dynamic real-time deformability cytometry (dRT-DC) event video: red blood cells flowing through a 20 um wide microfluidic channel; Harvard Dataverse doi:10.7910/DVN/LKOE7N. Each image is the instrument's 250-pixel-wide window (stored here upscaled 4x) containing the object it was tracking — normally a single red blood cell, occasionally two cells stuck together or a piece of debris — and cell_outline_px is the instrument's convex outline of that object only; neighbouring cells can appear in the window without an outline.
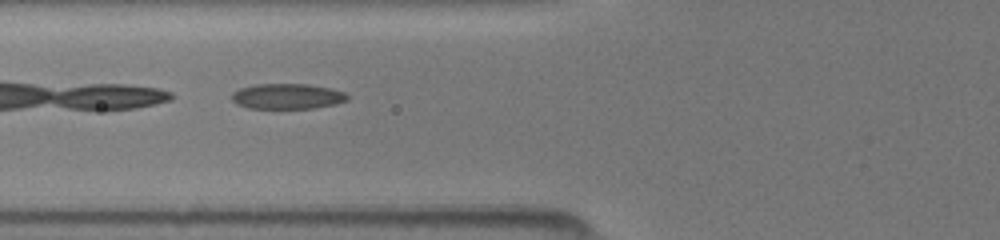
{"species": "common noctule bat (a hibernating species)", "species_latin": "Nyctalus noctula", "temperature_condition": "room temperature", "stored_images_in_passage": 47, "camera_frame_rate_fps": 3000, "um_per_image_px": 0.085, "animal": {"sex": "female", "body_mass_g": 19.5, "forearm_length_mm": 54.1}, "frame": {"image": 1, "passage_image": 20, "time_ms": 6.333, "image_size_px": [1000, 240], "cell_outline_px": [[348, 100], [336, 104], [312, 108], [248, 108], [236, 104], [232, 100], [232, 92], [240, 88], [256, 84], [308, 84], [332, 88], [344, 92], [348, 96]], "centroid_in_image_um": [24.42, 8.18], "position_along_channel_um": 101.4, "area_um2": 17.17}}
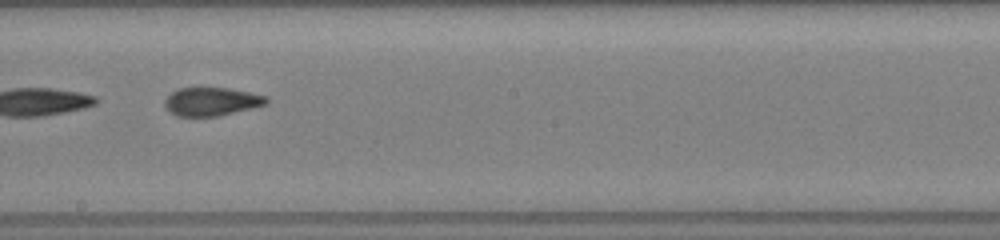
{"frame": {"image": 2, "passage_image": 29, "time_ms": 9.333, "image_size_px": [1000, 240], "cell_outline_px": [[268, 104], [220, 116], [176, 116], [164, 104], [164, 100], [172, 92], [180, 88], [228, 88], [268, 96]], "centroid_in_image_um": [18.02, 8.63], "position_along_channel_um": 230.2, "area_um2": 16.7}}
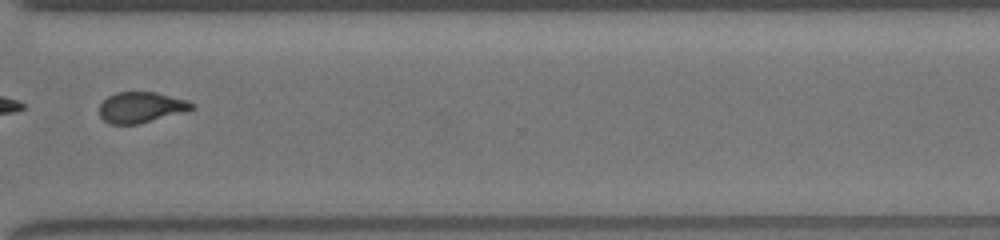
{"frame": {"image": 3, "passage_image": 38, "time_ms": 12.333, "image_size_px": [1000, 240], "cell_outline_px": [[196, 108], [188, 112], [140, 124], [108, 124], [100, 116], [100, 104], [108, 96], [116, 92], [156, 92], [188, 100]], "centroid_in_image_um": [12.04, 9.13], "position_along_channel_um": 358.6, "area_um2": 16.88}}